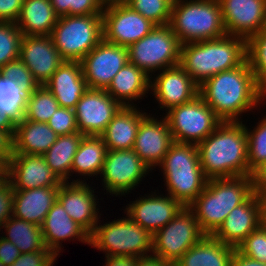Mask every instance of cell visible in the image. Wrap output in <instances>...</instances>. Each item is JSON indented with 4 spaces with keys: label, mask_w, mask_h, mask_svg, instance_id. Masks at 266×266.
I'll use <instances>...</instances> for the list:
<instances>
[{
    "label": "cell",
    "mask_w": 266,
    "mask_h": 266,
    "mask_svg": "<svg viewBox=\"0 0 266 266\" xmlns=\"http://www.w3.org/2000/svg\"><path fill=\"white\" fill-rule=\"evenodd\" d=\"M8 165L0 158V176H7Z\"/></svg>",
    "instance_id": "6f0895ef"
},
{
    "label": "cell",
    "mask_w": 266,
    "mask_h": 266,
    "mask_svg": "<svg viewBox=\"0 0 266 266\" xmlns=\"http://www.w3.org/2000/svg\"><path fill=\"white\" fill-rule=\"evenodd\" d=\"M150 89L161 105L160 109L165 108L166 111L190 102L199 95V85L180 65L165 68L153 82L150 78Z\"/></svg>",
    "instance_id": "e0dca14e"
},
{
    "label": "cell",
    "mask_w": 266,
    "mask_h": 266,
    "mask_svg": "<svg viewBox=\"0 0 266 266\" xmlns=\"http://www.w3.org/2000/svg\"><path fill=\"white\" fill-rule=\"evenodd\" d=\"M15 127L16 121L8 114L0 111V130L7 132L13 138Z\"/></svg>",
    "instance_id": "11a10c76"
},
{
    "label": "cell",
    "mask_w": 266,
    "mask_h": 266,
    "mask_svg": "<svg viewBox=\"0 0 266 266\" xmlns=\"http://www.w3.org/2000/svg\"><path fill=\"white\" fill-rule=\"evenodd\" d=\"M159 167L164 172L168 194L184 207H188L207 185L197 145L173 142Z\"/></svg>",
    "instance_id": "5b68a950"
},
{
    "label": "cell",
    "mask_w": 266,
    "mask_h": 266,
    "mask_svg": "<svg viewBox=\"0 0 266 266\" xmlns=\"http://www.w3.org/2000/svg\"><path fill=\"white\" fill-rule=\"evenodd\" d=\"M149 169L133 149L107 150L100 175L104 190L115 196L128 194L151 171Z\"/></svg>",
    "instance_id": "4fadbf2b"
},
{
    "label": "cell",
    "mask_w": 266,
    "mask_h": 266,
    "mask_svg": "<svg viewBox=\"0 0 266 266\" xmlns=\"http://www.w3.org/2000/svg\"><path fill=\"white\" fill-rule=\"evenodd\" d=\"M166 113L173 141L178 143L198 145L222 122L200 95Z\"/></svg>",
    "instance_id": "30bf717a"
},
{
    "label": "cell",
    "mask_w": 266,
    "mask_h": 266,
    "mask_svg": "<svg viewBox=\"0 0 266 266\" xmlns=\"http://www.w3.org/2000/svg\"><path fill=\"white\" fill-rule=\"evenodd\" d=\"M79 180V181H78ZM80 179L73 182H63L57 193V200L61 203L67 214L89 234L99 223V209L93 188Z\"/></svg>",
    "instance_id": "ac0fdd59"
},
{
    "label": "cell",
    "mask_w": 266,
    "mask_h": 266,
    "mask_svg": "<svg viewBox=\"0 0 266 266\" xmlns=\"http://www.w3.org/2000/svg\"><path fill=\"white\" fill-rule=\"evenodd\" d=\"M107 147L101 136H84L74 156L71 173L95 176L103 170Z\"/></svg>",
    "instance_id": "d6a6232c"
},
{
    "label": "cell",
    "mask_w": 266,
    "mask_h": 266,
    "mask_svg": "<svg viewBox=\"0 0 266 266\" xmlns=\"http://www.w3.org/2000/svg\"><path fill=\"white\" fill-rule=\"evenodd\" d=\"M102 20L103 39L126 48L148 35L156 26L125 2L104 5Z\"/></svg>",
    "instance_id": "7c38bea8"
},
{
    "label": "cell",
    "mask_w": 266,
    "mask_h": 266,
    "mask_svg": "<svg viewBox=\"0 0 266 266\" xmlns=\"http://www.w3.org/2000/svg\"><path fill=\"white\" fill-rule=\"evenodd\" d=\"M84 136L79 131L59 135L56 142L43 154L46 164L62 182H69L73 159Z\"/></svg>",
    "instance_id": "1f68e13d"
},
{
    "label": "cell",
    "mask_w": 266,
    "mask_h": 266,
    "mask_svg": "<svg viewBox=\"0 0 266 266\" xmlns=\"http://www.w3.org/2000/svg\"><path fill=\"white\" fill-rule=\"evenodd\" d=\"M7 179V176H0V184Z\"/></svg>",
    "instance_id": "91938a15"
},
{
    "label": "cell",
    "mask_w": 266,
    "mask_h": 266,
    "mask_svg": "<svg viewBox=\"0 0 266 266\" xmlns=\"http://www.w3.org/2000/svg\"><path fill=\"white\" fill-rule=\"evenodd\" d=\"M104 5L117 2H125V0H100Z\"/></svg>",
    "instance_id": "680465c9"
},
{
    "label": "cell",
    "mask_w": 266,
    "mask_h": 266,
    "mask_svg": "<svg viewBox=\"0 0 266 266\" xmlns=\"http://www.w3.org/2000/svg\"><path fill=\"white\" fill-rule=\"evenodd\" d=\"M128 62V49L104 39L81 61L88 89L106 90L114 76Z\"/></svg>",
    "instance_id": "5bb4252c"
},
{
    "label": "cell",
    "mask_w": 266,
    "mask_h": 266,
    "mask_svg": "<svg viewBox=\"0 0 266 266\" xmlns=\"http://www.w3.org/2000/svg\"><path fill=\"white\" fill-rule=\"evenodd\" d=\"M247 60L257 82L266 90V27L247 40Z\"/></svg>",
    "instance_id": "8d00e7d4"
},
{
    "label": "cell",
    "mask_w": 266,
    "mask_h": 266,
    "mask_svg": "<svg viewBox=\"0 0 266 266\" xmlns=\"http://www.w3.org/2000/svg\"><path fill=\"white\" fill-rule=\"evenodd\" d=\"M248 142V169L252 173L266 161V116L251 131L245 126Z\"/></svg>",
    "instance_id": "ab89813d"
},
{
    "label": "cell",
    "mask_w": 266,
    "mask_h": 266,
    "mask_svg": "<svg viewBox=\"0 0 266 266\" xmlns=\"http://www.w3.org/2000/svg\"><path fill=\"white\" fill-rule=\"evenodd\" d=\"M199 95L222 121H240L242 113L254 110L266 99V90L257 82L246 60L205 80L199 86Z\"/></svg>",
    "instance_id": "6da1fadb"
},
{
    "label": "cell",
    "mask_w": 266,
    "mask_h": 266,
    "mask_svg": "<svg viewBox=\"0 0 266 266\" xmlns=\"http://www.w3.org/2000/svg\"><path fill=\"white\" fill-rule=\"evenodd\" d=\"M13 154L12 137L5 131L0 130V158L8 165Z\"/></svg>",
    "instance_id": "681fc988"
},
{
    "label": "cell",
    "mask_w": 266,
    "mask_h": 266,
    "mask_svg": "<svg viewBox=\"0 0 266 266\" xmlns=\"http://www.w3.org/2000/svg\"><path fill=\"white\" fill-rule=\"evenodd\" d=\"M57 256L51 250L21 253L10 266H53Z\"/></svg>",
    "instance_id": "f6af8a7d"
},
{
    "label": "cell",
    "mask_w": 266,
    "mask_h": 266,
    "mask_svg": "<svg viewBox=\"0 0 266 266\" xmlns=\"http://www.w3.org/2000/svg\"><path fill=\"white\" fill-rule=\"evenodd\" d=\"M227 35L248 40L266 27V0H219Z\"/></svg>",
    "instance_id": "2e32d148"
},
{
    "label": "cell",
    "mask_w": 266,
    "mask_h": 266,
    "mask_svg": "<svg viewBox=\"0 0 266 266\" xmlns=\"http://www.w3.org/2000/svg\"><path fill=\"white\" fill-rule=\"evenodd\" d=\"M28 92L14 81L0 75V111L18 122L25 111Z\"/></svg>",
    "instance_id": "d590c367"
},
{
    "label": "cell",
    "mask_w": 266,
    "mask_h": 266,
    "mask_svg": "<svg viewBox=\"0 0 266 266\" xmlns=\"http://www.w3.org/2000/svg\"><path fill=\"white\" fill-rule=\"evenodd\" d=\"M60 186L14 190L13 216L41 226Z\"/></svg>",
    "instance_id": "484cf974"
},
{
    "label": "cell",
    "mask_w": 266,
    "mask_h": 266,
    "mask_svg": "<svg viewBox=\"0 0 266 266\" xmlns=\"http://www.w3.org/2000/svg\"><path fill=\"white\" fill-rule=\"evenodd\" d=\"M1 228H5L7 241L12 242L21 253L49 250L43 239L41 226L12 216Z\"/></svg>",
    "instance_id": "836d02e7"
},
{
    "label": "cell",
    "mask_w": 266,
    "mask_h": 266,
    "mask_svg": "<svg viewBox=\"0 0 266 266\" xmlns=\"http://www.w3.org/2000/svg\"><path fill=\"white\" fill-rule=\"evenodd\" d=\"M90 234V245L108 256L142 257L152 252V234L128 215L103 225Z\"/></svg>",
    "instance_id": "ba28073f"
},
{
    "label": "cell",
    "mask_w": 266,
    "mask_h": 266,
    "mask_svg": "<svg viewBox=\"0 0 266 266\" xmlns=\"http://www.w3.org/2000/svg\"><path fill=\"white\" fill-rule=\"evenodd\" d=\"M14 189L6 179L0 184V229L13 216Z\"/></svg>",
    "instance_id": "bcb514c9"
},
{
    "label": "cell",
    "mask_w": 266,
    "mask_h": 266,
    "mask_svg": "<svg viewBox=\"0 0 266 266\" xmlns=\"http://www.w3.org/2000/svg\"><path fill=\"white\" fill-rule=\"evenodd\" d=\"M23 36L15 22L0 21V69L19 59Z\"/></svg>",
    "instance_id": "74e56055"
},
{
    "label": "cell",
    "mask_w": 266,
    "mask_h": 266,
    "mask_svg": "<svg viewBox=\"0 0 266 266\" xmlns=\"http://www.w3.org/2000/svg\"><path fill=\"white\" fill-rule=\"evenodd\" d=\"M60 107L74 109L76 103L88 90L83 77L82 65L78 61H64L44 84Z\"/></svg>",
    "instance_id": "d4e9b609"
},
{
    "label": "cell",
    "mask_w": 266,
    "mask_h": 266,
    "mask_svg": "<svg viewBox=\"0 0 266 266\" xmlns=\"http://www.w3.org/2000/svg\"><path fill=\"white\" fill-rule=\"evenodd\" d=\"M55 13L63 15H102L104 4L100 0H50Z\"/></svg>",
    "instance_id": "60d3db41"
},
{
    "label": "cell",
    "mask_w": 266,
    "mask_h": 266,
    "mask_svg": "<svg viewBox=\"0 0 266 266\" xmlns=\"http://www.w3.org/2000/svg\"><path fill=\"white\" fill-rule=\"evenodd\" d=\"M181 43L169 25L155 26L153 30L130 45L128 62L143 70L148 76L180 63Z\"/></svg>",
    "instance_id": "9c48e42d"
},
{
    "label": "cell",
    "mask_w": 266,
    "mask_h": 266,
    "mask_svg": "<svg viewBox=\"0 0 266 266\" xmlns=\"http://www.w3.org/2000/svg\"><path fill=\"white\" fill-rule=\"evenodd\" d=\"M236 250L244 256L266 263V228L260 225L238 245Z\"/></svg>",
    "instance_id": "b9f144b4"
},
{
    "label": "cell",
    "mask_w": 266,
    "mask_h": 266,
    "mask_svg": "<svg viewBox=\"0 0 266 266\" xmlns=\"http://www.w3.org/2000/svg\"><path fill=\"white\" fill-rule=\"evenodd\" d=\"M125 3L156 26L170 22L173 5L170 0H125Z\"/></svg>",
    "instance_id": "f35d334b"
},
{
    "label": "cell",
    "mask_w": 266,
    "mask_h": 266,
    "mask_svg": "<svg viewBox=\"0 0 266 266\" xmlns=\"http://www.w3.org/2000/svg\"><path fill=\"white\" fill-rule=\"evenodd\" d=\"M51 38L64 61L80 62L103 40L102 15H63Z\"/></svg>",
    "instance_id": "52a82bcc"
},
{
    "label": "cell",
    "mask_w": 266,
    "mask_h": 266,
    "mask_svg": "<svg viewBox=\"0 0 266 266\" xmlns=\"http://www.w3.org/2000/svg\"><path fill=\"white\" fill-rule=\"evenodd\" d=\"M251 178L255 192L266 191V161L252 172Z\"/></svg>",
    "instance_id": "f907efd6"
},
{
    "label": "cell",
    "mask_w": 266,
    "mask_h": 266,
    "mask_svg": "<svg viewBox=\"0 0 266 266\" xmlns=\"http://www.w3.org/2000/svg\"><path fill=\"white\" fill-rule=\"evenodd\" d=\"M0 75L7 80L14 81L28 93L34 91L39 86L29 69L20 59L4 65L0 69Z\"/></svg>",
    "instance_id": "7bdbcfd3"
},
{
    "label": "cell",
    "mask_w": 266,
    "mask_h": 266,
    "mask_svg": "<svg viewBox=\"0 0 266 266\" xmlns=\"http://www.w3.org/2000/svg\"><path fill=\"white\" fill-rule=\"evenodd\" d=\"M147 115L134 106H122L101 135L107 150L133 149L141 120Z\"/></svg>",
    "instance_id": "4316f807"
},
{
    "label": "cell",
    "mask_w": 266,
    "mask_h": 266,
    "mask_svg": "<svg viewBox=\"0 0 266 266\" xmlns=\"http://www.w3.org/2000/svg\"><path fill=\"white\" fill-rule=\"evenodd\" d=\"M243 121H222L198 145L200 164L208 179L251 176L247 132Z\"/></svg>",
    "instance_id": "7a4b0ae2"
},
{
    "label": "cell",
    "mask_w": 266,
    "mask_h": 266,
    "mask_svg": "<svg viewBox=\"0 0 266 266\" xmlns=\"http://www.w3.org/2000/svg\"><path fill=\"white\" fill-rule=\"evenodd\" d=\"M59 16L50 0H24L15 22L24 36L51 35Z\"/></svg>",
    "instance_id": "4dcf8cb0"
},
{
    "label": "cell",
    "mask_w": 266,
    "mask_h": 266,
    "mask_svg": "<svg viewBox=\"0 0 266 266\" xmlns=\"http://www.w3.org/2000/svg\"><path fill=\"white\" fill-rule=\"evenodd\" d=\"M205 235L194 212L189 207H183L170 222L152 235V254L174 264Z\"/></svg>",
    "instance_id": "8fae6325"
},
{
    "label": "cell",
    "mask_w": 266,
    "mask_h": 266,
    "mask_svg": "<svg viewBox=\"0 0 266 266\" xmlns=\"http://www.w3.org/2000/svg\"><path fill=\"white\" fill-rule=\"evenodd\" d=\"M59 107L52 93L44 85L38 86L27 94L22 118L33 122L47 123Z\"/></svg>",
    "instance_id": "e575fe53"
},
{
    "label": "cell",
    "mask_w": 266,
    "mask_h": 266,
    "mask_svg": "<svg viewBox=\"0 0 266 266\" xmlns=\"http://www.w3.org/2000/svg\"><path fill=\"white\" fill-rule=\"evenodd\" d=\"M260 225L258 195L254 192L244 203L231 210L213 236L237 248Z\"/></svg>",
    "instance_id": "603a6c76"
},
{
    "label": "cell",
    "mask_w": 266,
    "mask_h": 266,
    "mask_svg": "<svg viewBox=\"0 0 266 266\" xmlns=\"http://www.w3.org/2000/svg\"><path fill=\"white\" fill-rule=\"evenodd\" d=\"M105 260V266H136L137 257L108 256Z\"/></svg>",
    "instance_id": "db71d44e"
},
{
    "label": "cell",
    "mask_w": 266,
    "mask_h": 266,
    "mask_svg": "<svg viewBox=\"0 0 266 266\" xmlns=\"http://www.w3.org/2000/svg\"><path fill=\"white\" fill-rule=\"evenodd\" d=\"M235 249L213 235H205L174 266H231Z\"/></svg>",
    "instance_id": "f546056e"
},
{
    "label": "cell",
    "mask_w": 266,
    "mask_h": 266,
    "mask_svg": "<svg viewBox=\"0 0 266 266\" xmlns=\"http://www.w3.org/2000/svg\"><path fill=\"white\" fill-rule=\"evenodd\" d=\"M19 59L39 86L44 85L64 62L50 35L23 36Z\"/></svg>",
    "instance_id": "d6986e66"
},
{
    "label": "cell",
    "mask_w": 266,
    "mask_h": 266,
    "mask_svg": "<svg viewBox=\"0 0 266 266\" xmlns=\"http://www.w3.org/2000/svg\"><path fill=\"white\" fill-rule=\"evenodd\" d=\"M231 266H266V263L244 256L235 249L231 258Z\"/></svg>",
    "instance_id": "f5cc1de1"
},
{
    "label": "cell",
    "mask_w": 266,
    "mask_h": 266,
    "mask_svg": "<svg viewBox=\"0 0 266 266\" xmlns=\"http://www.w3.org/2000/svg\"><path fill=\"white\" fill-rule=\"evenodd\" d=\"M122 105L106 90L88 89L74 108L78 131L101 136Z\"/></svg>",
    "instance_id": "9a60e30c"
},
{
    "label": "cell",
    "mask_w": 266,
    "mask_h": 266,
    "mask_svg": "<svg viewBox=\"0 0 266 266\" xmlns=\"http://www.w3.org/2000/svg\"><path fill=\"white\" fill-rule=\"evenodd\" d=\"M260 207V224L266 228V191L257 192Z\"/></svg>",
    "instance_id": "9f6ffc18"
},
{
    "label": "cell",
    "mask_w": 266,
    "mask_h": 266,
    "mask_svg": "<svg viewBox=\"0 0 266 266\" xmlns=\"http://www.w3.org/2000/svg\"><path fill=\"white\" fill-rule=\"evenodd\" d=\"M7 179L14 190L60 186L63 182L46 164L43 155L12 154Z\"/></svg>",
    "instance_id": "ffe728a7"
},
{
    "label": "cell",
    "mask_w": 266,
    "mask_h": 266,
    "mask_svg": "<svg viewBox=\"0 0 266 266\" xmlns=\"http://www.w3.org/2000/svg\"><path fill=\"white\" fill-rule=\"evenodd\" d=\"M20 255V250L12 242L0 236V261L5 266L12 265Z\"/></svg>",
    "instance_id": "c3c4849f"
},
{
    "label": "cell",
    "mask_w": 266,
    "mask_h": 266,
    "mask_svg": "<svg viewBox=\"0 0 266 266\" xmlns=\"http://www.w3.org/2000/svg\"><path fill=\"white\" fill-rule=\"evenodd\" d=\"M247 60V40L233 35L181 45L179 65L200 86L208 78Z\"/></svg>",
    "instance_id": "3957f363"
},
{
    "label": "cell",
    "mask_w": 266,
    "mask_h": 266,
    "mask_svg": "<svg viewBox=\"0 0 266 266\" xmlns=\"http://www.w3.org/2000/svg\"><path fill=\"white\" fill-rule=\"evenodd\" d=\"M168 25L181 45L227 35L219 0H183L173 3Z\"/></svg>",
    "instance_id": "8992f818"
},
{
    "label": "cell",
    "mask_w": 266,
    "mask_h": 266,
    "mask_svg": "<svg viewBox=\"0 0 266 266\" xmlns=\"http://www.w3.org/2000/svg\"><path fill=\"white\" fill-rule=\"evenodd\" d=\"M173 142L165 117L157 120L149 114L139 124L133 150L153 170L162 163Z\"/></svg>",
    "instance_id": "44dd1931"
},
{
    "label": "cell",
    "mask_w": 266,
    "mask_h": 266,
    "mask_svg": "<svg viewBox=\"0 0 266 266\" xmlns=\"http://www.w3.org/2000/svg\"><path fill=\"white\" fill-rule=\"evenodd\" d=\"M47 124L58 136L78 132L75 111L71 108L59 107Z\"/></svg>",
    "instance_id": "ee69618b"
},
{
    "label": "cell",
    "mask_w": 266,
    "mask_h": 266,
    "mask_svg": "<svg viewBox=\"0 0 266 266\" xmlns=\"http://www.w3.org/2000/svg\"><path fill=\"white\" fill-rule=\"evenodd\" d=\"M172 3H177V2H180V1H183V0H170Z\"/></svg>",
    "instance_id": "94428289"
},
{
    "label": "cell",
    "mask_w": 266,
    "mask_h": 266,
    "mask_svg": "<svg viewBox=\"0 0 266 266\" xmlns=\"http://www.w3.org/2000/svg\"><path fill=\"white\" fill-rule=\"evenodd\" d=\"M41 230L46 247L56 256L61 251L60 241L63 240L73 241L78 238L83 244L90 245V234L67 214L58 200L46 215Z\"/></svg>",
    "instance_id": "cb8c5ba5"
},
{
    "label": "cell",
    "mask_w": 266,
    "mask_h": 266,
    "mask_svg": "<svg viewBox=\"0 0 266 266\" xmlns=\"http://www.w3.org/2000/svg\"><path fill=\"white\" fill-rule=\"evenodd\" d=\"M251 176L208 179L206 187L188 206L202 231L213 235L232 209L254 193Z\"/></svg>",
    "instance_id": "277c9868"
},
{
    "label": "cell",
    "mask_w": 266,
    "mask_h": 266,
    "mask_svg": "<svg viewBox=\"0 0 266 266\" xmlns=\"http://www.w3.org/2000/svg\"><path fill=\"white\" fill-rule=\"evenodd\" d=\"M139 198L126 206V215L152 235L170 222L184 207L169 194L158 196L154 192V195Z\"/></svg>",
    "instance_id": "7402d4cb"
},
{
    "label": "cell",
    "mask_w": 266,
    "mask_h": 266,
    "mask_svg": "<svg viewBox=\"0 0 266 266\" xmlns=\"http://www.w3.org/2000/svg\"><path fill=\"white\" fill-rule=\"evenodd\" d=\"M150 78L143 70L127 62L114 76L106 91L122 106H134V103H130L132 100L142 99L150 91Z\"/></svg>",
    "instance_id": "f1b7e54d"
},
{
    "label": "cell",
    "mask_w": 266,
    "mask_h": 266,
    "mask_svg": "<svg viewBox=\"0 0 266 266\" xmlns=\"http://www.w3.org/2000/svg\"><path fill=\"white\" fill-rule=\"evenodd\" d=\"M24 0H0V21L16 22Z\"/></svg>",
    "instance_id": "7dc6e473"
},
{
    "label": "cell",
    "mask_w": 266,
    "mask_h": 266,
    "mask_svg": "<svg viewBox=\"0 0 266 266\" xmlns=\"http://www.w3.org/2000/svg\"><path fill=\"white\" fill-rule=\"evenodd\" d=\"M136 266H174V264L151 254L137 258Z\"/></svg>",
    "instance_id": "816d5d0a"
},
{
    "label": "cell",
    "mask_w": 266,
    "mask_h": 266,
    "mask_svg": "<svg viewBox=\"0 0 266 266\" xmlns=\"http://www.w3.org/2000/svg\"><path fill=\"white\" fill-rule=\"evenodd\" d=\"M58 135L47 123L33 122L21 118L16 122L13 140V154L43 155Z\"/></svg>",
    "instance_id": "83f0119b"
}]
</instances>
